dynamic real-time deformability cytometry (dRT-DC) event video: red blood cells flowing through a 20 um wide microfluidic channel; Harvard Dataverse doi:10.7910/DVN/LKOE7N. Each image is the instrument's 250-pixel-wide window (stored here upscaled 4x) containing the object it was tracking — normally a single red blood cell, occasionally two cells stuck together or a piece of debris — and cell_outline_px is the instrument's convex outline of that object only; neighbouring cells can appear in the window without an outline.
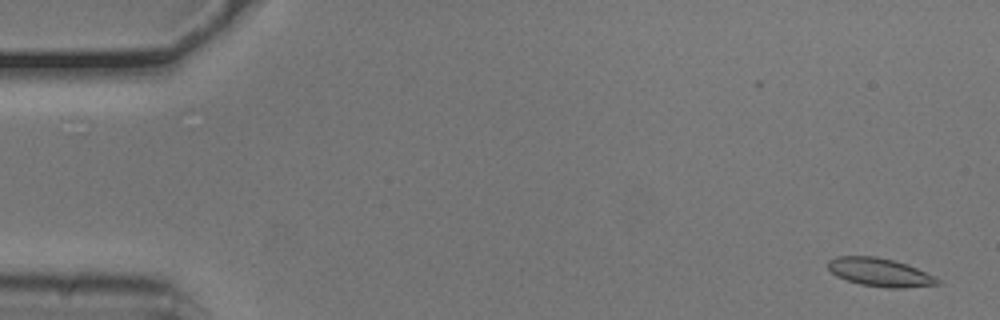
{"species": "common noctule bat (a hibernating species)", "species_latin": "Nyctalus noctula", "temperature_condition": "cold", "stored_images_in_passage": 15, "camera_frame_rate_fps": 3000, "um_per_image_px": 0.085, "animal": {"sex": "male", "body_mass_g": 20.5, "forearm_length_mm": 52.5}, "frame": {"image": 1, "passage_image": 2, "time_ms": 0.333, "image_size_px": [1000, 320], "cell_outline_px": [[940, 284], [904, 288], [888, 288], [860, 284], [836, 276], [828, 268], [828, 260], [836, 256], [876, 256], [896, 260], [908, 264], [936, 276], [940, 280]], "centroid_in_image_um": [74.82, 23.13], "position_along_channel_um": 10.2, "area_um2": 18.26}}